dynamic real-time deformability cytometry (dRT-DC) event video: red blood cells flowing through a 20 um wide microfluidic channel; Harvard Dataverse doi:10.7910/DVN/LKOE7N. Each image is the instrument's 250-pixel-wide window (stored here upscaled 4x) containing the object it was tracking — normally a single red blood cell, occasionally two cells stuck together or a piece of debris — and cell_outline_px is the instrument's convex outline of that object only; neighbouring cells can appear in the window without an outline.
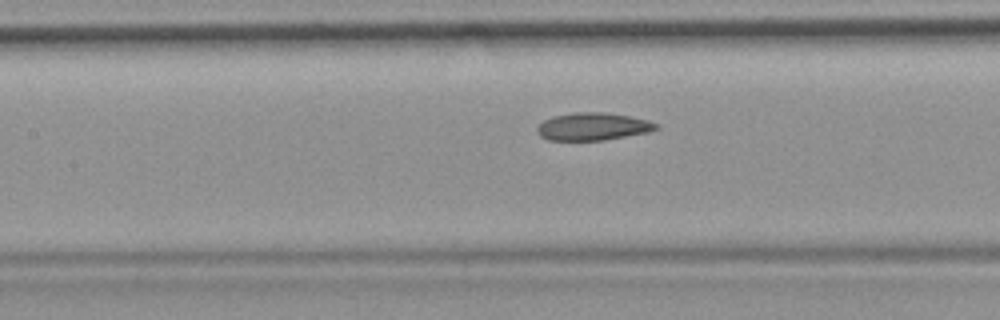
{"species": "common noctule bat (a hibernating species)", "species_latin": "Nyctalus noctula", "temperature_condition": "room temperature", "stored_images_in_passage": 32, "camera_frame_rate_fps": 3000, "um_per_image_px": 0.085, "animal": {"sex": "female", "body_mass_g": 19.9}, "frame": {"image": 1, "passage_image": 14, "time_ms": 4.333, "image_size_px": [1000, 320], "cell_outline_px": [[660, 128], [648, 132], [604, 140], [548, 140], [540, 136], [536, 128], [544, 120], [552, 116], [572, 112], [608, 112], [648, 120], [660, 124]], "centroid_in_image_um": [50.41, 10.74], "position_along_channel_um": 157.0, "area_um2": 19.25}}